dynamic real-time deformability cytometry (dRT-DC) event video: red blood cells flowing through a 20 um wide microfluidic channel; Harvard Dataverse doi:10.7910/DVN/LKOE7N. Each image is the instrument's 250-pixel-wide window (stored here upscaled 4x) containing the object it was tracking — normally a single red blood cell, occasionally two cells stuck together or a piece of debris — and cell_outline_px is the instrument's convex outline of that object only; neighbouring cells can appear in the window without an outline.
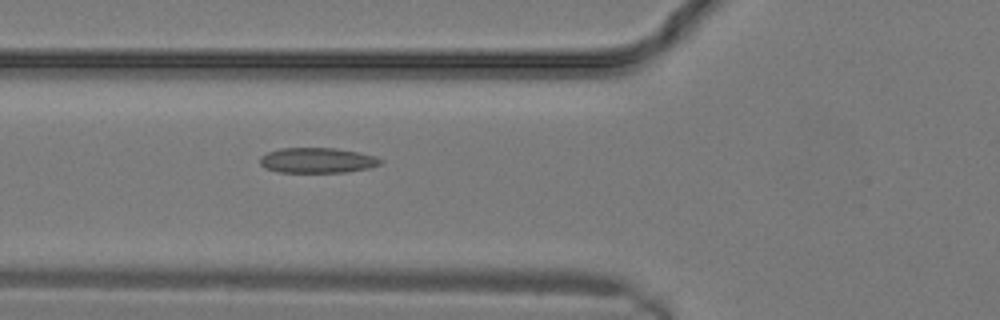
{"species": "common noctule bat (a hibernating species)", "species_latin": "Nyctalus noctula", "temperature_condition": "warm", "stored_images_in_passage": 3, "camera_frame_rate_fps": 3000, "um_per_image_px": 0.085, "animal": {"sex": "male", "body_mass_g": 19.2, "forearm_length_mm": 51.8}, "frame": {"image": 1, "passage_image": 3, "time_ms": 0.667, "image_size_px": [1000, 320], "cell_outline_px": [[380, 160], [376, 164], [364, 168], [340, 172], [284, 172], [268, 168], [260, 164], [260, 160], [264, 156], [272, 152], [284, 148], [328, 148], [352, 152], [372, 156]], "centroid_in_image_um": [26.89, 13.63], "position_along_channel_um": 98.9, "area_um2": 16.47}}